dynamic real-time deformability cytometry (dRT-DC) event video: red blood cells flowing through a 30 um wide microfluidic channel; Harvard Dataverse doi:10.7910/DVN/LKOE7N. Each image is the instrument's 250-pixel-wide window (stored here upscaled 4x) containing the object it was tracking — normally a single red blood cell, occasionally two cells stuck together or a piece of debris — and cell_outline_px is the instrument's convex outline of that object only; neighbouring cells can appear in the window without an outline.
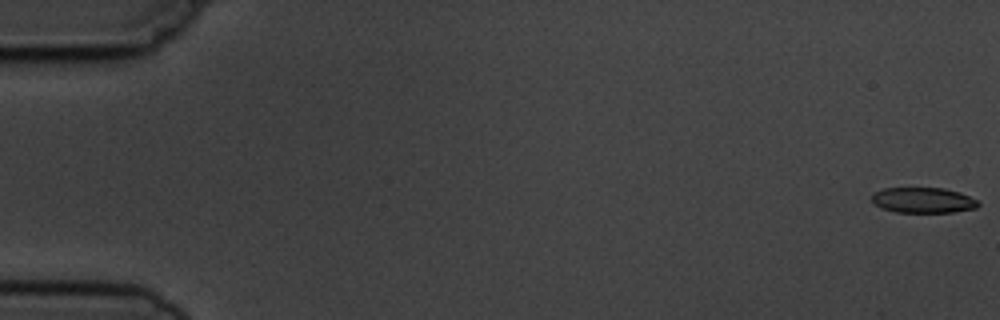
{"species": "common noctule bat (a hibernating species)", "species_latin": "Nyctalus noctula", "temperature_condition": "cold", "stored_images_in_passage": 7, "camera_frame_rate_fps": 3000, "um_per_image_px": 0.085, "animal": {"sex": "male", "body_mass_g": 19.5, "forearm_length_mm": 54.6}, "frame": {"image": 1, "passage_image": 1, "time_ms": 0.0, "image_size_px": [1000, 320], "cell_outline_px": [[980, 204], [976, 208], [952, 212], [896, 212], [880, 208], [872, 204], [872, 192], [884, 188], [944, 188], [960, 192], [976, 200]], "centroid_in_image_um": [78.41, 17.01], "position_along_channel_um": 6.6, "area_um2": 15.9}}
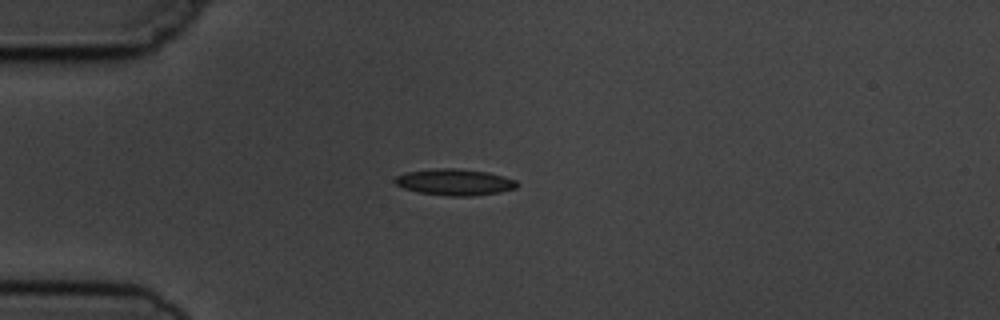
{"frame": {"image": 2, "passage_image": 5, "time_ms": 4.667, "image_size_px": [1000, 320], "cell_outline_px": [[520, 184], [516, 188], [500, 192], [472, 196], [448, 196], [420, 192], [404, 188], [396, 184], [392, 180], [396, 176], [408, 172], [432, 168], [456, 168], [488, 172], [516, 180]], "centroid_in_image_um": [38.66, 15.47], "position_along_channel_um": 46.3, "area_um2": 18.79}}
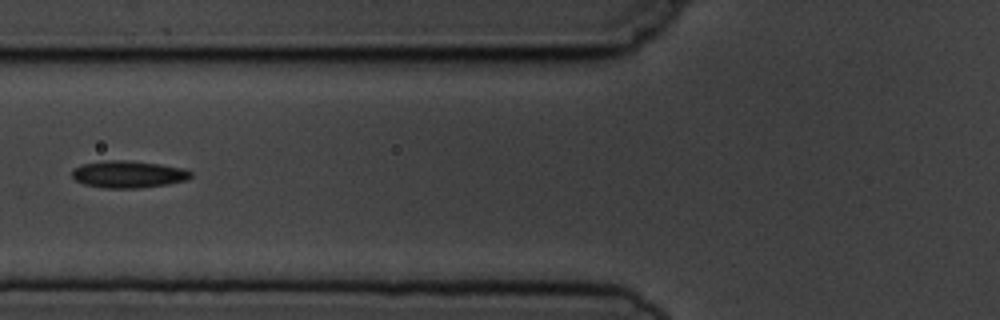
{"frame": {"image": 3, "passage_image": 7, "time_ms": 7.0, "image_size_px": [1000, 320], "cell_outline_px": [[192, 176], [188, 180], [168, 184], [140, 188], [104, 188], [84, 184], [76, 180], [72, 176], [72, 168], [84, 164], [104, 160], [128, 160], [160, 164], [184, 168], [192, 172]], "centroid_in_image_um": [10.93, 14.81], "position_along_channel_um": 114.9, "area_um2": 18.9}}